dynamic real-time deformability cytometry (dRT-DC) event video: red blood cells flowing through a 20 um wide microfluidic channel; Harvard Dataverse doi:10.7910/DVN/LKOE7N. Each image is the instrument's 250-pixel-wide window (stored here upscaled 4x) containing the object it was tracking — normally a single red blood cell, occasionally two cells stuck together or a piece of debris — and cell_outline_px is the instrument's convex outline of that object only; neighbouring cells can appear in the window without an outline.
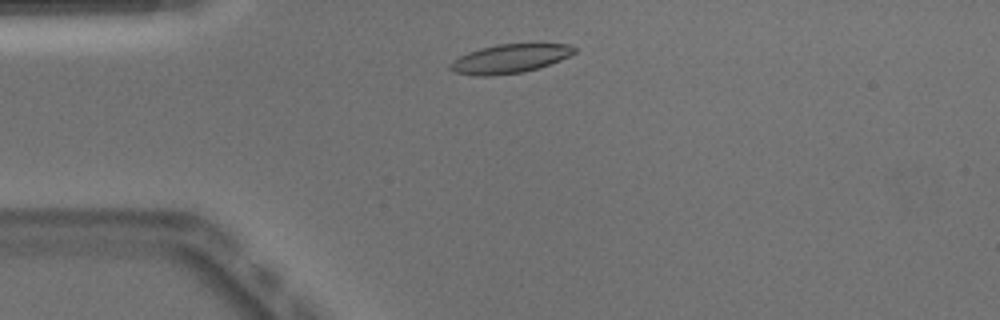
{"species": "Egyptian fruit bat (a non-hibernating species)", "species_latin": "Rousettus aegyptiacus", "temperature_condition": "warm", "stored_images_in_passage": 43, "camera_frame_rate_fps": 3000, "um_per_image_px": 0.085, "animal": {"sex": "male"}, "frame": {"image": 1, "passage_image": 5, "time_ms": 1.333, "image_size_px": [1000, 320], "cell_outline_px": [[576, 52], [560, 60], [524, 72], [492, 76], [476, 76], [452, 72], [448, 68], [448, 64], [452, 60], [468, 52], [480, 48], [496, 44], [568, 44], [576, 48]], "centroid_in_image_um": [43.26, 5.0], "position_along_channel_um": 41.7, "area_um2": 20.92}}
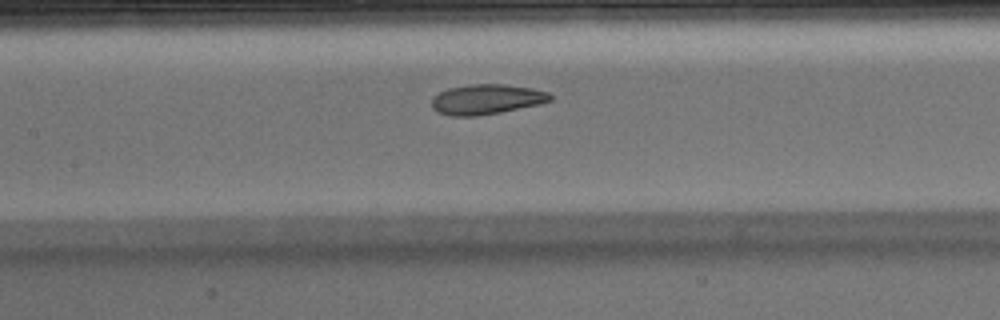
{"frame": {"image": 2, "passage_image": 16, "time_ms": 5.0, "image_size_px": [1000, 320], "cell_outline_px": [[552, 100], [540, 104], [500, 112], [476, 116], [452, 116], [436, 112], [432, 108], [432, 96], [448, 88], [472, 84], [504, 84], [532, 88], [548, 92], [552, 96]], "centroid_in_image_um": [41.34, 8.44], "position_along_channel_um": 166.1, "area_um2": 20.81}}
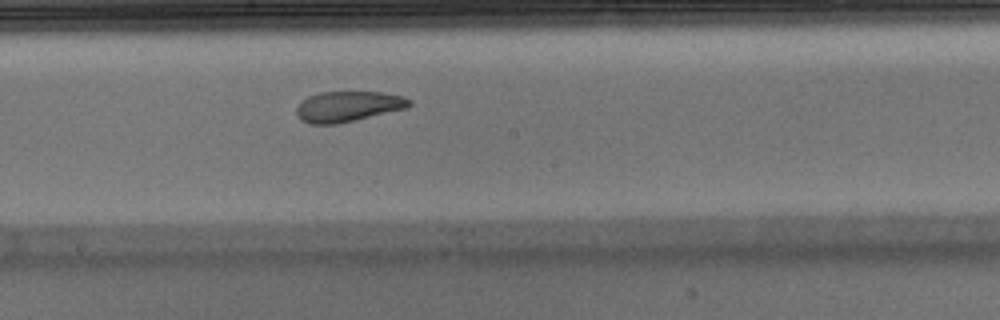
{"frame": {"image": 3, "passage_image": 20, "time_ms": 6.333, "image_size_px": [1000, 320], "cell_outline_px": [[412, 104], [408, 108], [336, 124], [308, 124], [300, 120], [296, 116], [296, 108], [300, 100], [308, 96], [320, 92], [384, 92], [404, 96], [412, 100]], "centroid_in_image_um": [29.57, 9.04], "position_along_channel_um": 218.6, "area_um2": 20.35}, "authors_computed_cell_mechanics": {"area_um2": 21.2126, "velocity_mm_per_s": 3.9565, "shape_relaxation_time_tau1_ms": null, "shape_relaxation_time_tau2_ms": 2.0716, "deformation_change_tau1": null, "deformation_change_tau2": 0.0886}}